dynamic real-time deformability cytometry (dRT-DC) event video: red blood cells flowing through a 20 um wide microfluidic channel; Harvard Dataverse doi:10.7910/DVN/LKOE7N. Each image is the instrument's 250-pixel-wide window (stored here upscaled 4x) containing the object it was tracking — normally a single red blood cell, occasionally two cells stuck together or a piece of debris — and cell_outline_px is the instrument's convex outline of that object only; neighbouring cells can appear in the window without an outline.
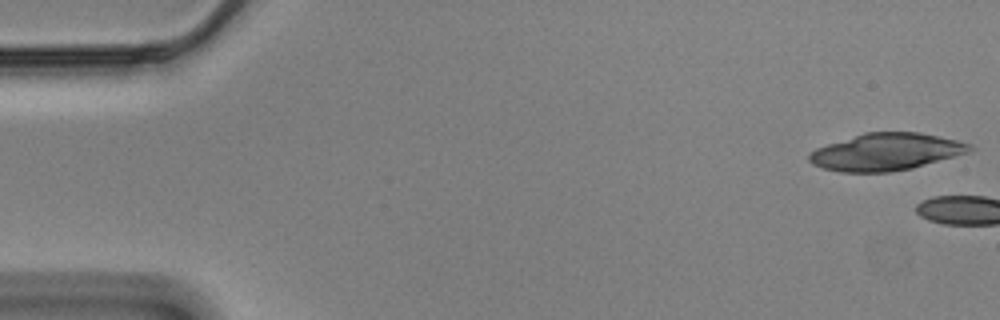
{"species": "Egyptian fruit bat (a non-hibernating species)", "species_latin": "Rousettus aegyptiacus", "temperature_condition": "cold", "stored_images_in_passage": 3, "camera_frame_rate_fps": 3000, "um_per_image_px": 0.085, "animal": {"sex": "male"}, "frame": {"image": 1, "passage_image": 1, "time_ms": 0.0, "image_size_px": [1000, 320], "cell_outline_px": [[976, 148], [968, 152], [912, 168], [888, 172], [840, 172], [824, 168], [812, 164], [808, 160], [808, 152], [816, 148], [864, 132], [920, 132], [956, 140], [972, 144]], "centroid_in_image_um": [75.3, 12.9], "position_along_channel_um": 9.7, "area_um2": 34.62}}